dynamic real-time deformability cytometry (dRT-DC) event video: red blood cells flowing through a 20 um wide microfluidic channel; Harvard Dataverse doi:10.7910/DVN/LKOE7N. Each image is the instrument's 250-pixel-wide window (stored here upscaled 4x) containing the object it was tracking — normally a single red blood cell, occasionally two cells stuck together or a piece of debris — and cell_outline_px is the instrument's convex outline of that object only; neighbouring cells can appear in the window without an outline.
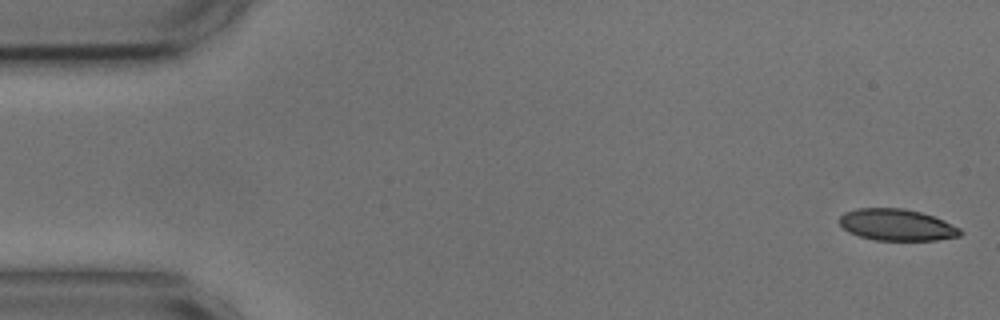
{"species": "common noctule bat (a hibernating species)", "species_latin": "Nyctalus noctula", "temperature_condition": "cold", "stored_images_in_passage": 15, "camera_frame_rate_fps": 3000, "um_per_image_px": 0.085, "animal": {"sex": "male", "body_mass_g": 17.9, "forearm_length_mm": 54.2}, "frame": {"image": 1, "passage_image": 1, "time_ms": 0.0, "image_size_px": [1000, 320], "cell_outline_px": [[964, 232], [960, 236], [936, 240], [876, 240], [860, 236], [848, 232], [836, 220], [844, 212], [856, 208], [904, 208], [920, 212], [944, 220], [960, 228]], "centroid_in_image_um": [76.21, 19.11], "position_along_channel_um": 8.8, "area_um2": 22.37}}